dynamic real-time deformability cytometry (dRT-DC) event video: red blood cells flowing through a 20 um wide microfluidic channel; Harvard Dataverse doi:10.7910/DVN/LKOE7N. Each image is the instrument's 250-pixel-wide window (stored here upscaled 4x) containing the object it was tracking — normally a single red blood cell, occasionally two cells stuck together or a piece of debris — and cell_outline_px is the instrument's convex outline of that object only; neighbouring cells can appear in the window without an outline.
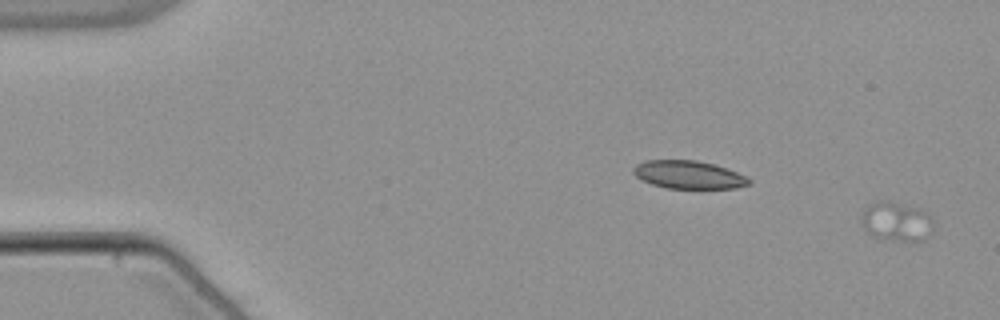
{"species": "common noctule bat (a hibernating species)", "species_latin": "Nyctalus noctula", "temperature_condition": "warm", "stored_images_in_passage": 30, "camera_frame_rate_fps": 3000, "um_per_image_px": 0.085, "animal": {"sex": "male", "body_mass_g": 21.5, "forearm_length_mm": 52.0}, "frame": {"image": 1, "passage_image": 2, "time_ms": 0.333, "image_size_px": [1000, 320], "cell_outline_px": [[932, 224], [924, 240], [880, 240], [872, 236], [864, 228], [864, 212], [872, 204], [896, 204], [912, 208], [924, 212], [932, 220]], "centroid_in_image_um": [76.19, 18.92], "position_along_channel_um": 8.8, "area_um2": 14.97}}